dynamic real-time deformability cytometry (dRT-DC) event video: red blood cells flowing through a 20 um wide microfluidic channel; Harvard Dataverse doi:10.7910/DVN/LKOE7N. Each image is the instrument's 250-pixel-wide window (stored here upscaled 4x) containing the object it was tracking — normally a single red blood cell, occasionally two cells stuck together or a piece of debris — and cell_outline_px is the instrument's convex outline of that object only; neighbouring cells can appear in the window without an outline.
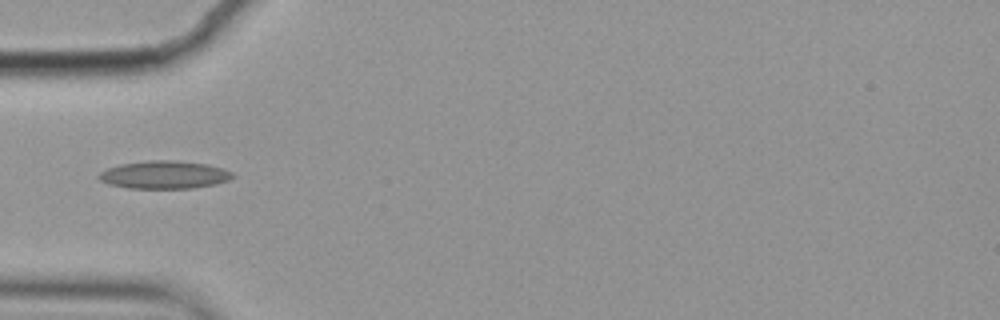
{"species": "common noctule bat (a hibernating species)", "species_latin": "Nyctalus noctula", "temperature_condition": "cold", "stored_images_in_passage": 11, "camera_frame_rate_fps": 3000, "um_per_image_px": 0.085, "animal": {"sex": "female", "body_mass_g": 19.9}, "frame": {"image": 1, "passage_image": 1, "time_ms": 0.0, "image_size_px": [1000, 320], "cell_outline_px": [[236, 176], [228, 180], [216, 184], [192, 188], [128, 188], [108, 184], [100, 180], [96, 176], [100, 172], [108, 168], [120, 164], [148, 160], [176, 160], [208, 164], [232, 172]], "centroid_in_image_um": [13.95, 14.85], "position_along_channel_um": 71.0, "area_um2": 21.79}}
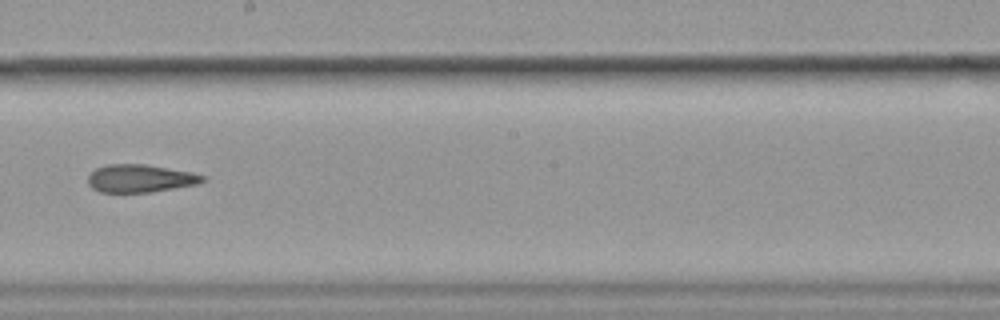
{"frame": {"image": 2, "passage_image": 5, "time_ms": 1.333, "image_size_px": [1000, 320], "cell_outline_px": [[208, 176], [200, 184], [152, 192], [100, 192], [92, 188], [88, 184], [88, 176], [96, 168], [108, 164], [144, 164], [192, 172]], "centroid_in_image_um": [11.95, 15.17], "position_along_channel_um": 236.2, "area_um2": 18.73}}
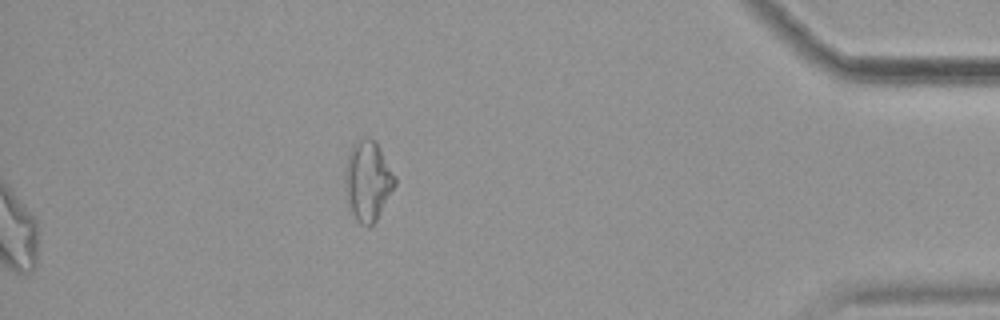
{"frame": {"image": 3, "passage_image": 10, "time_ms": 3.0, "image_size_px": [1000, 320], "cell_outline_px": [[396, 184], [376, 220], [368, 228], [360, 224], [356, 220], [348, 204], [344, 188], [344, 168], [348, 152], [352, 144], [356, 140], [368, 136], [376, 140], [396, 176]], "centroid_in_image_um": [31.24, 15.33], "position_along_channel_um": 404.0, "area_um2": 23.76}}